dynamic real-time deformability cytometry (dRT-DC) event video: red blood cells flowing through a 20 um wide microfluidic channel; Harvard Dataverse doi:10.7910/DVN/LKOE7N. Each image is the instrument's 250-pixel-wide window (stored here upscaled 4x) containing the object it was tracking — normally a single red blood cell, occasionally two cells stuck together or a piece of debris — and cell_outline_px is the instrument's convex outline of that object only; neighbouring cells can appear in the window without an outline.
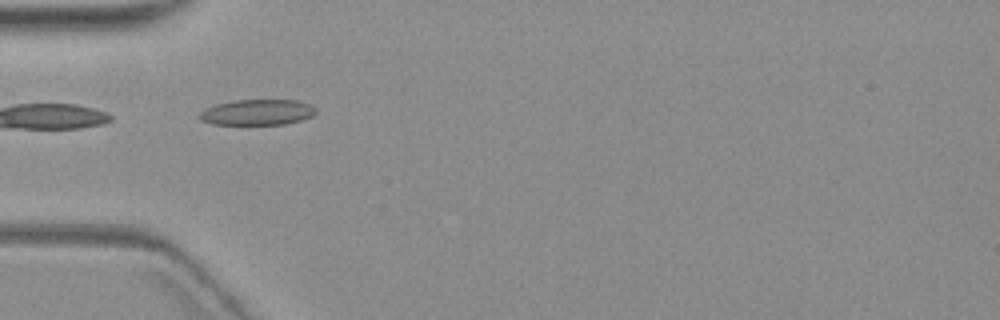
{"species": "common noctule bat (a hibernating species)", "species_latin": "Nyctalus noctula", "temperature_condition": "warm", "stored_images_in_passage": 6, "camera_frame_rate_fps": 3000, "um_per_image_px": 0.085, "animal": {"sex": "female", "body_mass_g": 19.3, "forearm_length_mm": 54.1}, "frame": {"image": 1, "passage_image": 5, "time_ms": 6.0, "image_size_px": [1000, 320], "cell_outline_px": [[316, 112], [312, 116], [300, 120], [284, 124], [212, 124], [200, 120], [196, 116], [200, 112], [216, 104], [232, 100], [296, 100], [312, 104], [316, 108]], "centroid_in_image_um": [21.87, 9.54], "position_along_channel_um": 63.1, "area_um2": 17.46}}
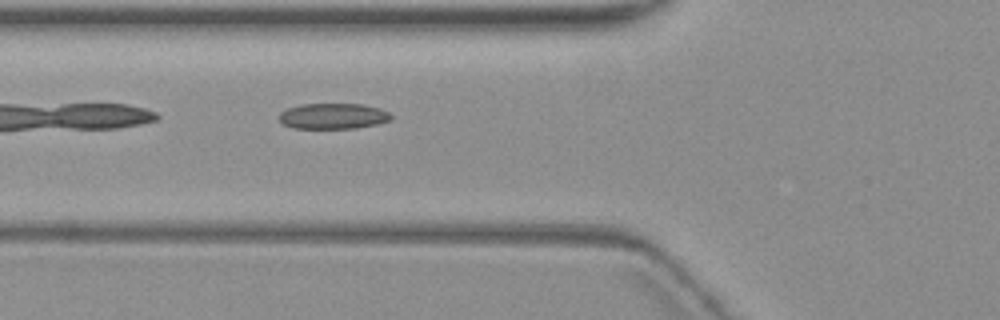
{"frame": {"image": 2, "passage_image": 6, "time_ms": 7.0, "image_size_px": [1000, 320], "cell_outline_px": [[392, 120], [376, 124], [356, 128], [292, 128], [284, 124], [280, 120], [280, 112], [288, 108], [300, 104], [360, 104], [380, 108], [388, 112], [392, 116]], "centroid_in_image_um": [28.33, 9.87], "position_along_channel_um": 97.5, "area_um2": 16.7}}